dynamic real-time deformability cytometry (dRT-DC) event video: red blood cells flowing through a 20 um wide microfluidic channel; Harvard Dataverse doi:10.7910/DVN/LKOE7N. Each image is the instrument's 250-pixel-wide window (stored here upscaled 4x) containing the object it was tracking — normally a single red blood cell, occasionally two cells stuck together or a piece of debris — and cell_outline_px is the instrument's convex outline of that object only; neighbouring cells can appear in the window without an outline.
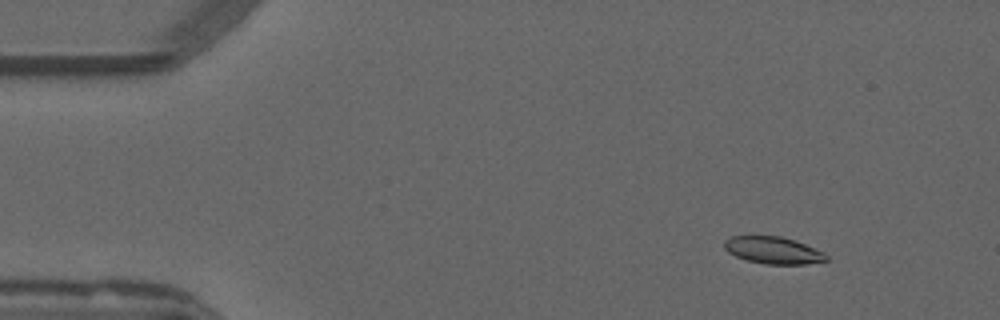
{"species": "common noctule bat (a hibernating species)", "species_latin": "Nyctalus noctula", "temperature_condition": "warm", "stored_images_in_passage": 54, "camera_frame_rate_fps": 3000, "um_per_image_px": 0.085, "animal": {"sex": "male", "forearm_length_mm": 52.5}, "frame": {"image": 1, "passage_image": 7, "time_ms": 2.0, "image_size_px": [1000, 320], "cell_outline_px": [[828, 260], [808, 264], [764, 264], [748, 260], [736, 256], [728, 252], [724, 248], [724, 240], [732, 236], [780, 236], [804, 244], [824, 252], [828, 256]], "centroid_in_image_um": [65.71, 21.28], "position_along_channel_um": 19.3, "area_um2": 15.95}}
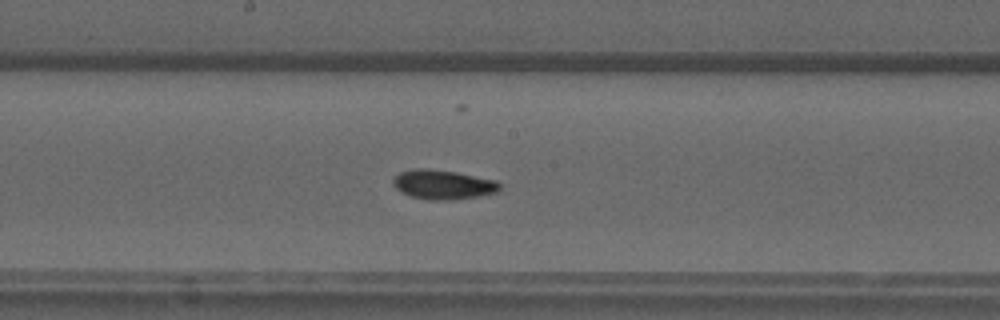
{"frame": {"image": 2, "passage_image": 29, "time_ms": 9.333, "image_size_px": [1000, 320], "cell_outline_px": [[500, 188], [496, 192], [480, 196], [452, 200], [428, 200], [412, 196], [400, 192], [392, 184], [392, 180], [400, 172], [416, 168], [428, 168], [456, 172], [496, 180], [500, 184]], "centroid_in_image_um": [37.64, 15.69], "position_along_channel_um": 210.6, "area_um2": 18.32}}
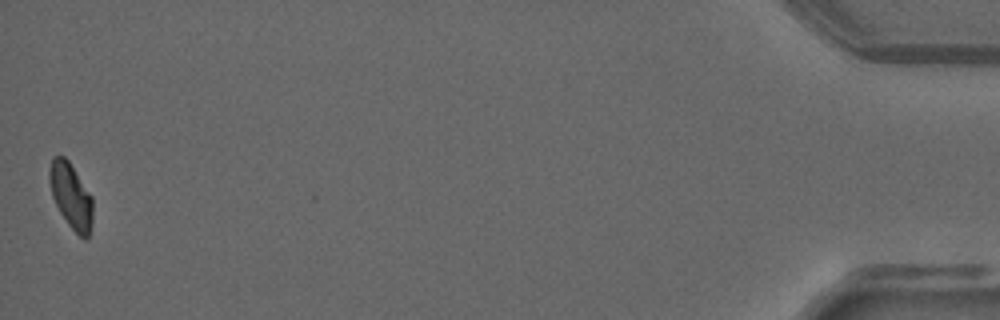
{"frame": {"image": 3, "passage_image": 54, "time_ms": 17.667, "image_size_px": [1000, 320], "cell_outline_px": [[92, 224], [88, 236], [84, 240], [68, 224], [60, 212], [52, 196], [48, 176], [48, 172], [52, 156], [64, 156], [68, 160], [92, 196]], "centroid_in_image_um": [6.02, 16.63], "position_along_channel_um": 429.2, "area_um2": 16.42}, "authors_computed_cell_mechanics": {"area_um2": 17.0799, "velocity_mm_per_s": 3.8201, "shape_relaxation_time_tau1_ms": 6.1536, "shape_relaxation_time_tau2_ms": 4.8456, "deformation_change_tau1": 0.1667, "deformation_change_tau2": 0.0729}}